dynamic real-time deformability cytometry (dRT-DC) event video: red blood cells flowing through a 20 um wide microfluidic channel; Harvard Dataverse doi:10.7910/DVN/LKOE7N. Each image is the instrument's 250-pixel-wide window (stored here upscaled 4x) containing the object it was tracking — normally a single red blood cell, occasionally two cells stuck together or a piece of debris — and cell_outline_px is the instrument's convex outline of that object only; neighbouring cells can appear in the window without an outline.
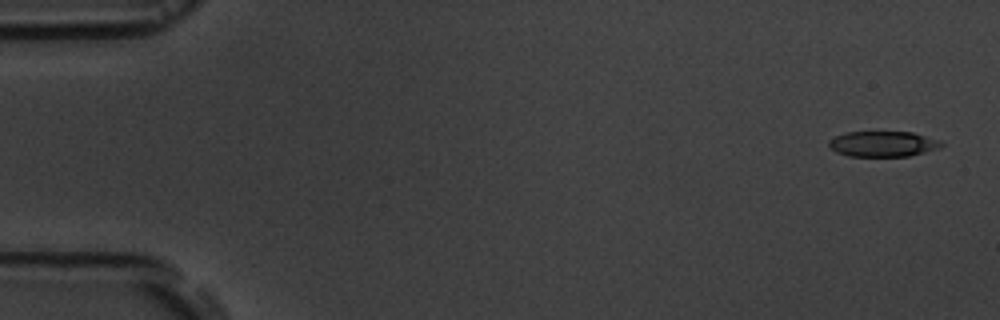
{"species": "common noctule bat (a hibernating species)", "species_latin": "Nyctalus noctula", "temperature_condition": "room temperature", "stored_images_in_passage": 5, "camera_frame_rate_fps": 3000, "um_per_image_px": 0.085, "animal": {"sex": "male", "body_mass_g": 19.5, "forearm_length_mm": 54.6}, "frame": {"image": 1, "passage_image": 1, "time_ms": 0.0, "image_size_px": [1000, 320], "cell_outline_px": [[944, 144], [940, 148], [908, 156], [848, 156], [836, 152], [828, 144], [828, 140], [836, 136], [848, 132], [912, 132], [940, 140]], "centroid_in_image_um": [75.06, 12.23], "position_along_channel_um": 9.9, "area_um2": 16.65}}
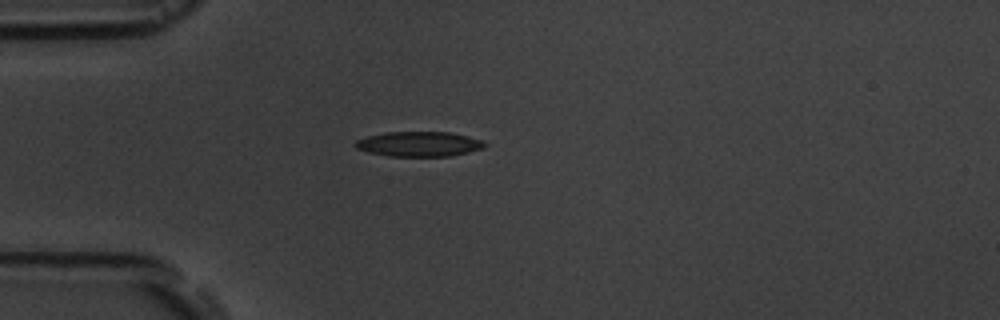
{"frame": {"image": 2, "passage_image": 5, "time_ms": 4.333, "image_size_px": [1000, 320], "cell_outline_px": [[488, 144], [484, 148], [468, 152], [448, 156], [388, 156], [368, 152], [356, 148], [352, 144], [356, 140], [368, 136], [384, 132], [448, 132], [484, 140]], "centroid_in_image_um": [35.61, 12.24], "position_along_channel_um": 49.4, "area_um2": 18.84}}